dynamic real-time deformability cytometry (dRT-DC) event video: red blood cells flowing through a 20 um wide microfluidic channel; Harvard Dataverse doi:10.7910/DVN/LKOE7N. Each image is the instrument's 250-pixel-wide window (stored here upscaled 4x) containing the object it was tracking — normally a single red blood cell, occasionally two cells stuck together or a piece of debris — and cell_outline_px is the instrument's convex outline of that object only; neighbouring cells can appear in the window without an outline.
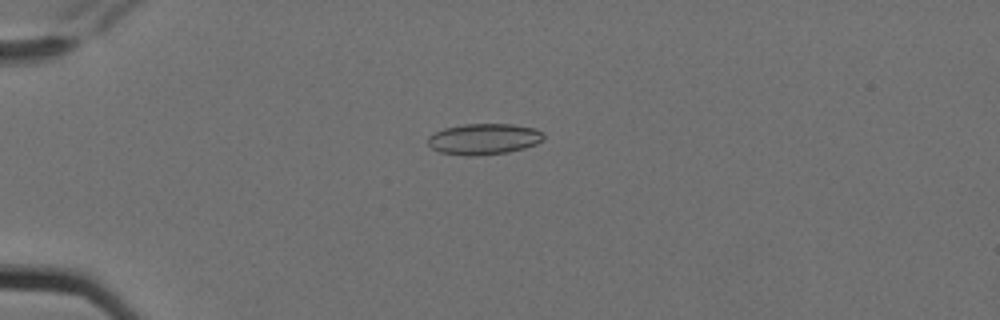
{"species": "Egyptian fruit bat (a non-hibernating species)", "species_latin": "Rousettus aegyptiacus", "temperature_condition": "cold", "stored_images_in_passage": 6, "camera_frame_rate_fps": 3000, "um_per_image_px": 0.085, "animal": {"sex": "female"}, "frame": {"image": 1, "passage_image": 5, "time_ms": 1.333, "image_size_px": [1000, 320], "cell_outline_px": [[544, 140], [536, 144], [524, 148], [508, 152], [476, 156], [464, 156], [440, 152], [432, 148], [428, 144], [428, 136], [444, 128], [464, 124], [512, 124], [536, 128], [544, 132]], "centroid_in_image_um": [41.16, 11.82], "position_along_channel_um": 43.8, "area_um2": 21.1}}